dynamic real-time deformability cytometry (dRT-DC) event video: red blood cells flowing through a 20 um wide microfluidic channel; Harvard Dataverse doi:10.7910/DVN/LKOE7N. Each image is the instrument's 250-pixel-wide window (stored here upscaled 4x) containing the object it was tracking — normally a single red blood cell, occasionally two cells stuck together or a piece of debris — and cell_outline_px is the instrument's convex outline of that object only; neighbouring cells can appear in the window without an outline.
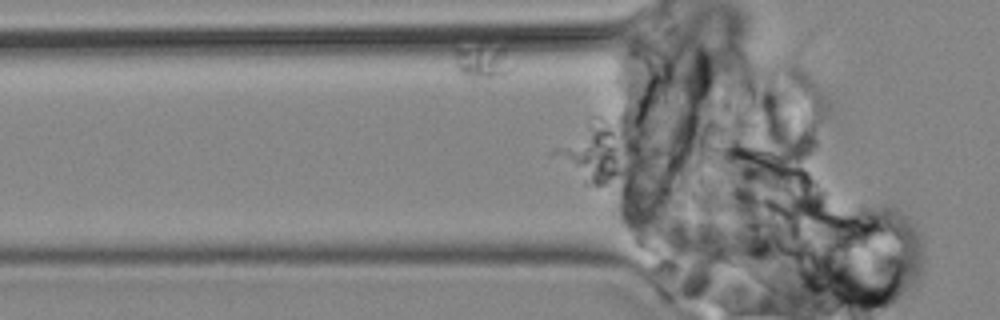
{"species": "common noctule bat (a hibernating species)", "species_latin": "Nyctalus noctula", "temperature_condition": "cold", "stored_images_in_passage": 11, "camera_frame_rate_fps": 3000, "um_per_image_px": 0.085, "animal": {"sex": "male", "body_mass_g": 19.2, "forearm_length_mm": 51.8}, "frame": {"image": 1, "passage_image": 11, "time_ms": 13.333, "image_size_px": [1000, 320], "cell_outline_px": [[512, 68], [508, 72], [500, 76], [472, 80], [468, 80], [456, 68], [456, 52], [476, 48], [504, 48]], "centroid_in_image_um": [41.03, 5.36], "position_along_channel_um": 84.8, "area_um2": 10.52}}